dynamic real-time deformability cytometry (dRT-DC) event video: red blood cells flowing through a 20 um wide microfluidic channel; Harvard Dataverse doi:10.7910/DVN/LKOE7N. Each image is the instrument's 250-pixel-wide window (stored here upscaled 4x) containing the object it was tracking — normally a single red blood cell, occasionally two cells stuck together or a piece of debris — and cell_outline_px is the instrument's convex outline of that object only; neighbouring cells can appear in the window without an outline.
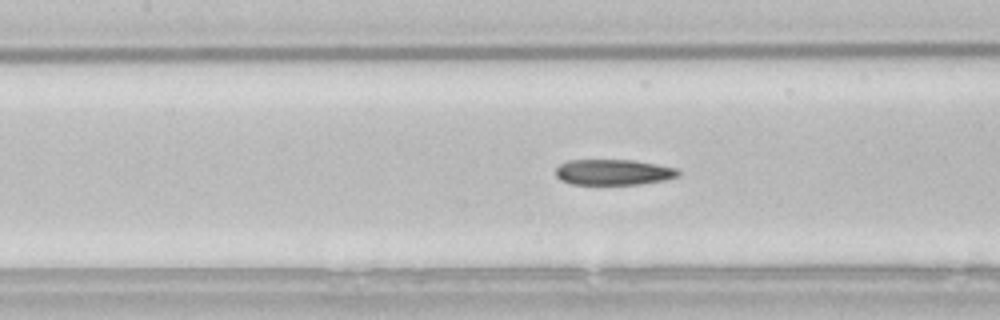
{"species": "common noctule bat (a hibernating species)", "species_latin": "Nyctalus noctula", "temperature_condition": "room temperature", "stored_images_in_passage": 41, "camera_frame_rate_fps": 3000, "um_per_image_px": 0.085, "animal": {"sex": "male", "body_mass_g": 21.5, "forearm_length_mm": 52.0}, "frame": {"image": 1, "passage_image": 16, "time_ms": 5.0, "image_size_px": [1000, 320], "cell_outline_px": [[680, 176], [664, 180], [640, 184], [572, 184], [560, 180], [556, 176], [556, 168], [560, 164], [568, 160], [632, 160], [656, 164], [676, 168], [680, 172]], "centroid_in_image_um": [52.14, 14.63], "position_along_channel_um": 155.3, "area_um2": 18.32}}
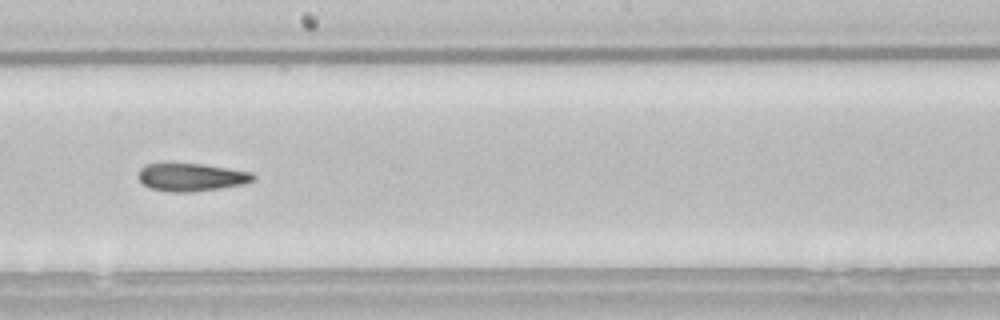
{"frame": {"image": 2, "passage_image": 22, "time_ms": 7.0, "image_size_px": [1000, 320], "cell_outline_px": [[256, 180], [244, 184], [220, 188], [192, 192], [168, 192], [148, 188], [136, 176], [140, 168], [144, 164], [204, 164], [252, 172], [256, 176]], "centroid_in_image_um": [16.26, 15.07], "position_along_channel_um": 231.9, "area_um2": 18.84}}
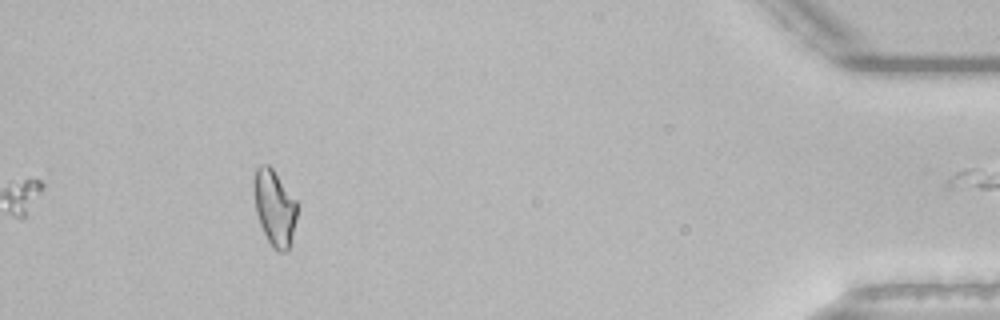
{"frame": {"image": 3, "passage_image": 41, "time_ms": 13.333, "image_size_px": [1000, 320], "cell_outline_px": [[300, 204], [292, 244], [284, 252], [280, 252], [272, 248], [260, 224], [256, 212], [252, 184], [252, 180], [256, 168], [260, 164], [268, 164], [272, 168]], "centroid_in_image_um": [23.36, 17.65], "position_along_channel_um": 411.8, "area_um2": 19.77}, "authors_computed_cell_mechanics": {"area_um2": 18.9006, "velocity_mm_per_s": 3.8378, "shape_relaxation_time_tau1_ms": null, "shape_relaxation_time_tau2_ms": 6.9612, "deformation_change_tau1": null, "deformation_change_tau2": 0.1442}}